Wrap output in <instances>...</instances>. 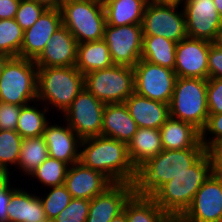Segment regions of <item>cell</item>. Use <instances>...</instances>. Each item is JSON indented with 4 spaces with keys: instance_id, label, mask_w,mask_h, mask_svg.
<instances>
[{
    "instance_id": "obj_1",
    "label": "cell",
    "mask_w": 222,
    "mask_h": 222,
    "mask_svg": "<svg viewBox=\"0 0 222 222\" xmlns=\"http://www.w3.org/2000/svg\"><path fill=\"white\" fill-rule=\"evenodd\" d=\"M206 151V148L163 149L158 155L136 167L132 182L133 195L152 197L163 184L187 171Z\"/></svg>"
},
{
    "instance_id": "obj_2",
    "label": "cell",
    "mask_w": 222,
    "mask_h": 222,
    "mask_svg": "<svg viewBox=\"0 0 222 222\" xmlns=\"http://www.w3.org/2000/svg\"><path fill=\"white\" fill-rule=\"evenodd\" d=\"M79 162L103 173L113 183L132 184L135 177L136 168L128 155L127 144L113 138L96 136L81 140Z\"/></svg>"
},
{
    "instance_id": "obj_3",
    "label": "cell",
    "mask_w": 222,
    "mask_h": 222,
    "mask_svg": "<svg viewBox=\"0 0 222 222\" xmlns=\"http://www.w3.org/2000/svg\"><path fill=\"white\" fill-rule=\"evenodd\" d=\"M213 174V163L206 151L187 171L163 184L151 197L175 222L190 206L193 198Z\"/></svg>"
},
{
    "instance_id": "obj_4",
    "label": "cell",
    "mask_w": 222,
    "mask_h": 222,
    "mask_svg": "<svg viewBox=\"0 0 222 222\" xmlns=\"http://www.w3.org/2000/svg\"><path fill=\"white\" fill-rule=\"evenodd\" d=\"M37 68V101L63 114L84 88V75L75 66Z\"/></svg>"
},
{
    "instance_id": "obj_5",
    "label": "cell",
    "mask_w": 222,
    "mask_h": 222,
    "mask_svg": "<svg viewBox=\"0 0 222 222\" xmlns=\"http://www.w3.org/2000/svg\"><path fill=\"white\" fill-rule=\"evenodd\" d=\"M60 11L62 25L78 44L104 39L107 23L102 0H64Z\"/></svg>"
},
{
    "instance_id": "obj_6",
    "label": "cell",
    "mask_w": 222,
    "mask_h": 222,
    "mask_svg": "<svg viewBox=\"0 0 222 222\" xmlns=\"http://www.w3.org/2000/svg\"><path fill=\"white\" fill-rule=\"evenodd\" d=\"M169 115L190 123L201 132L209 116L207 79L177 77L169 103Z\"/></svg>"
},
{
    "instance_id": "obj_7",
    "label": "cell",
    "mask_w": 222,
    "mask_h": 222,
    "mask_svg": "<svg viewBox=\"0 0 222 222\" xmlns=\"http://www.w3.org/2000/svg\"><path fill=\"white\" fill-rule=\"evenodd\" d=\"M37 81L34 60L12 57L0 75V102L25 106L37 101Z\"/></svg>"
},
{
    "instance_id": "obj_8",
    "label": "cell",
    "mask_w": 222,
    "mask_h": 222,
    "mask_svg": "<svg viewBox=\"0 0 222 222\" xmlns=\"http://www.w3.org/2000/svg\"><path fill=\"white\" fill-rule=\"evenodd\" d=\"M84 87L104 104L124 103L134 93V70L113 65L84 75Z\"/></svg>"
},
{
    "instance_id": "obj_9",
    "label": "cell",
    "mask_w": 222,
    "mask_h": 222,
    "mask_svg": "<svg viewBox=\"0 0 222 222\" xmlns=\"http://www.w3.org/2000/svg\"><path fill=\"white\" fill-rule=\"evenodd\" d=\"M181 7L148 2L141 23L143 36H161L176 43L188 37L186 18Z\"/></svg>"
},
{
    "instance_id": "obj_10",
    "label": "cell",
    "mask_w": 222,
    "mask_h": 222,
    "mask_svg": "<svg viewBox=\"0 0 222 222\" xmlns=\"http://www.w3.org/2000/svg\"><path fill=\"white\" fill-rule=\"evenodd\" d=\"M105 105L84 87L63 113L62 120L81 140L101 136Z\"/></svg>"
},
{
    "instance_id": "obj_11",
    "label": "cell",
    "mask_w": 222,
    "mask_h": 222,
    "mask_svg": "<svg viewBox=\"0 0 222 222\" xmlns=\"http://www.w3.org/2000/svg\"><path fill=\"white\" fill-rule=\"evenodd\" d=\"M134 70V92L146 98L170 103L176 81V73L172 69L140 59Z\"/></svg>"
},
{
    "instance_id": "obj_12",
    "label": "cell",
    "mask_w": 222,
    "mask_h": 222,
    "mask_svg": "<svg viewBox=\"0 0 222 222\" xmlns=\"http://www.w3.org/2000/svg\"><path fill=\"white\" fill-rule=\"evenodd\" d=\"M104 40L108 45L114 65L133 68L141 59L143 46L141 24L106 25Z\"/></svg>"
},
{
    "instance_id": "obj_13",
    "label": "cell",
    "mask_w": 222,
    "mask_h": 222,
    "mask_svg": "<svg viewBox=\"0 0 222 222\" xmlns=\"http://www.w3.org/2000/svg\"><path fill=\"white\" fill-rule=\"evenodd\" d=\"M222 176L212 174L196 192L192 203L175 222H221Z\"/></svg>"
},
{
    "instance_id": "obj_14",
    "label": "cell",
    "mask_w": 222,
    "mask_h": 222,
    "mask_svg": "<svg viewBox=\"0 0 222 222\" xmlns=\"http://www.w3.org/2000/svg\"><path fill=\"white\" fill-rule=\"evenodd\" d=\"M182 4L188 37L212 43L222 25V16L213 0H184Z\"/></svg>"
},
{
    "instance_id": "obj_15",
    "label": "cell",
    "mask_w": 222,
    "mask_h": 222,
    "mask_svg": "<svg viewBox=\"0 0 222 222\" xmlns=\"http://www.w3.org/2000/svg\"><path fill=\"white\" fill-rule=\"evenodd\" d=\"M211 42L186 37L176 44L174 72L181 78L208 79V54Z\"/></svg>"
},
{
    "instance_id": "obj_16",
    "label": "cell",
    "mask_w": 222,
    "mask_h": 222,
    "mask_svg": "<svg viewBox=\"0 0 222 222\" xmlns=\"http://www.w3.org/2000/svg\"><path fill=\"white\" fill-rule=\"evenodd\" d=\"M60 26H62L60 9H46L34 25L24 31L20 57L35 60Z\"/></svg>"
},
{
    "instance_id": "obj_17",
    "label": "cell",
    "mask_w": 222,
    "mask_h": 222,
    "mask_svg": "<svg viewBox=\"0 0 222 222\" xmlns=\"http://www.w3.org/2000/svg\"><path fill=\"white\" fill-rule=\"evenodd\" d=\"M133 195L131 183H113L90 200L86 222H109L123 212L125 203Z\"/></svg>"
},
{
    "instance_id": "obj_18",
    "label": "cell",
    "mask_w": 222,
    "mask_h": 222,
    "mask_svg": "<svg viewBox=\"0 0 222 222\" xmlns=\"http://www.w3.org/2000/svg\"><path fill=\"white\" fill-rule=\"evenodd\" d=\"M77 45L75 37L62 25L54 32L34 63L37 67L75 66Z\"/></svg>"
},
{
    "instance_id": "obj_19",
    "label": "cell",
    "mask_w": 222,
    "mask_h": 222,
    "mask_svg": "<svg viewBox=\"0 0 222 222\" xmlns=\"http://www.w3.org/2000/svg\"><path fill=\"white\" fill-rule=\"evenodd\" d=\"M65 124L63 122L61 126L48 122L42 137L47 144L49 156L71 166L79 162L81 139L66 122Z\"/></svg>"
},
{
    "instance_id": "obj_20",
    "label": "cell",
    "mask_w": 222,
    "mask_h": 222,
    "mask_svg": "<svg viewBox=\"0 0 222 222\" xmlns=\"http://www.w3.org/2000/svg\"><path fill=\"white\" fill-rule=\"evenodd\" d=\"M112 184L103 173L85 167L80 162L69 166L64 183L72 198L87 200L93 199Z\"/></svg>"
},
{
    "instance_id": "obj_21",
    "label": "cell",
    "mask_w": 222,
    "mask_h": 222,
    "mask_svg": "<svg viewBox=\"0 0 222 222\" xmlns=\"http://www.w3.org/2000/svg\"><path fill=\"white\" fill-rule=\"evenodd\" d=\"M124 104L138 128L160 129L170 117L169 104L146 98L136 92Z\"/></svg>"
},
{
    "instance_id": "obj_22",
    "label": "cell",
    "mask_w": 222,
    "mask_h": 222,
    "mask_svg": "<svg viewBox=\"0 0 222 222\" xmlns=\"http://www.w3.org/2000/svg\"><path fill=\"white\" fill-rule=\"evenodd\" d=\"M159 130L165 150L205 148L201 142V132L190 123L169 117Z\"/></svg>"
},
{
    "instance_id": "obj_23",
    "label": "cell",
    "mask_w": 222,
    "mask_h": 222,
    "mask_svg": "<svg viewBox=\"0 0 222 222\" xmlns=\"http://www.w3.org/2000/svg\"><path fill=\"white\" fill-rule=\"evenodd\" d=\"M137 125L124 103L106 104L103 111L101 136L128 144L137 131Z\"/></svg>"
},
{
    "instance_id": "obj_24",
    "label": "cell",
    "mask_w": 222,
    "mask_h": 222,
    "mask_svg": "<svg viewBox=\"0 0 222 222\" xmlns=\"http://www.w3.org/2000/svg\"><path fill=\"white\" fill-rule=\"evenodd\" d=\"M18 188L11 194L7 206L9 222H44L47 220L39 195Z\"/></svg>"
},
{
    "instance_id": "obj_25",
    "label": "cell",
    "mask_w": 222,
    "mask_h": 222,
    "mask_svg": "<svg viewBox=\"0 0 222 222\" xmlns=\"http://www.w3.org/2000/svg\"><path fill=\"white\" fill-rule=\"evenodd\" d=\"M128 155L134 167L155 157L162 150L159 129L137 128L136 133L127 144Z\"/></svg>"
},
{
    "instance_id": "obj_26",
    "label": "cell",
    "mask_w": 222,
    "mask_h": 222,
    "mask_svg": "<svg viewBox=\"0 0 222 222\" xmlns=\"http://www.w3.org/2000/svg\"><path fill=\"white\" fill-rule=\"evenodd\" d=\"M108 45L104 39L79 43L75 67L86 75L92 71L113 66Z\"/></svg>"
},
{
    "instance_id": "obj_27",
    "label": "cell",
    "mask_w": 222,
    "mask_h": 222,
    "mask_svg": "<svg viewBox=\"0 0 222 222\" xmlns=\"http://www.w3.org/2000/svg\"><path fill=\"white\" fill-rule=\"evenodd\" d=\"M106 25L126 26L141 24L146 3L143 0H102Z\"/></svg>"
},
{
    "instance_id": "obj_28",
    "label": "cell",
    "mask_w": 222,
    "mask_h": 222,
    "mask_svg": "<svg viewBox=\"0 0 222 222\" xmlns=\"http://www.w3.org/2000/svg\"><path fill=\"white\" fill-rule=\"evenodd\" d=\"M123 212L128 222H174L151 197L132 195Z\"/></svg>"
},
{
    "instance_id": "obj_29",
    "label": "cell",
    "mask_w": 222,
    "mask_h": 222,
    "mask_svg": "<svg viewBox=\"0 0 222 222\" xmlns=\"http://www.w3.org/2000/svg\"><path fill=\"white\" fill-rule=\"evenodd\" d=\"M176 44L161 36H143L141 59L174 70Z\"/></svg>"
},
{
    "instance_id": "obj_30",
    "label": "cell",
    "mask_w": 222,
    "mask_h": 222,
    "mask_svg": "<svg viewBox=\"0 0 222 222\" xmlns=\"http://www.w3.org/2000/svg\"><path fill=\"white\" fill-rule=\"evenodd\" d=\"M49 157L47 144L42 136L23 138L18 158L17 170L25 176L39 167Z\"/></svg>"
},
{
    "instance_id": "obj_31",
    "label": "cell",
    "mask_w": 222,
    "mask_h": 222,
    "mask_svg": "<svg viewBox=\"0 0 222 222\" xmlns=\"http://www.w3.org/2000/svg\"><path fill=\"white\" fill-rule=\"evenodd\" d=\"M37 102H34L35 105L30 103L21 107L16 131L22 138L42 136L49 122V118L46 117L49 112L48 108L42 105L43 108L39 109Z\"/></svg>"
},
{
    "instance_id": "obj_32",
    "label": "cell",
    "mask_w": 222,
    "mask_h": 222,
    "mask_svg": "<svg viewBox=\"0 0 222 222\" xmlns=\"http://www.w3.org/2000/svg\"><path fill=\"white\" fill-rule=\"evenodd\" d=\"M69 165L63 161L48 157L30 175L48 188L64 185Z\"/></svg>"
},
{
    "instance_id": "obj_33",
    "label": "cell",
    "mask_w": 222,
    "mask_h": 222,
    "mask_svg": "<svg viewBox=\"0 0 222 222\" xmlns=\"http://www.w3.org/2000/svg\"><path fill=\"white\" fill-rule=\"evenodd\" d=\"M24 30L15 18L0 19V52L11 57H20Z\"/></svg>"
},
{
    "instance_id": "obj_34",
    "label": "cell",
    "mask_w": 222,
    "mask_h": 222,
    "mask_svg": "<svg viewBox=\"0 0 222 222\" xmlns=\"http://www.w3.org/2000/svg\"><path fill=\"white\" fill-rule=\"evenodd\" d=\"M23 138L16 130H0V172H9L16 166Z\"/></svg>"
},
{
    "instance_id": "obj_35",
    "label": "cell",
    "mask_w": 222,
    "mask_h": 222,
    "mask_svg": "<svg viewBox=\"0 0 222 222\" xmlns=\"http://www.w3.org/2000/svg\"><path fill=\"white\" fill-rule=\"evenodd\" d=\"M48 191L46 196L39 195V198L47 219L53 220L68 206L72 197L65 185L50 187Z\"/></svg>"
},
{
    "instance_id": "obj_36",
    "label": "cell",
    "mask_w": 222,
    "mask_h": 222,
    "mask_svg": "<svg viewBox=\"0 0 222 222\" xmlns=\"http://www.w3.org/2000/svg\"><path fill=\"white\" fill-rule=\"evenodd\" d=\"M90 200L72 198L54 219V222H86L89 212Z\"/></svg>"
},
{
    "instance_id": "obj_37",
    "label": "cell",
    "mask_w": 222,
    "mask_h": 222,
    "mask_svg": "<svg viewBox=\"0 0 222 222\" xmlns=\"http://www.w3.org/2000/svg\"><path fill=\"white\" fill-rule=\"evenodd\" d=\"M47 8L30 0H20L15 20L25 31L29 29Z\"/></svg>"
},
{
    "instance_id": "obj_38",
    "label": "cell",
    "mask_w": 222,
    "mask_h": 222,
    "mask_svg": "<svg viewBox=\"0 0 222 222\" xmlns=\"http://www.w3.org/2000/svg\"><path fill=\"white\" fill-rule=\"evenodd\" d=\"M219 140H222V113L209 115L206 126L201 131V142L206 150Z\"/></svg>"
},
{
    "instance_id": "obj_39",
    "label": "cell",
    "mask_w": 222,
    "mask_h": 222,
    "mask_svg": "<svg viewBox=\"0 0 222 222\" xmlns=\"http://www.w3.org/2000/svg\"><path fill=\"white\" fill-rule=\"evenodd\" d=\"M207 102L209 115L222 113V78L207 79Z\"/></svg>"
},
{
    "instance_id": "obj_40",
    "label": "cell",
    "mask_w": 222,
    "mask_h": 222,
    "mask_svg": "<svg viewBox=\"0 0 222 222\" xmlns=\"http://www.w3.org/2000/svg\"><path fill=\"white\" fill-rule=\"evenodd\" d=\"M10 172H0V222H9L7 206L10 202L11 194L18 188L11 185L12 176ZM10 177V178H9Z\"/></svg>"
},
{
    "instance_id": "obj_41",
    "label": "cell",
    "mask_w": 222,
    "mask_h": 222,
    "mask_svg": "<svg viewBox=\"0 0 222 222\" xmlns=\"http://www.w3.org/2000/svg\"><path fill=\"white\" fill-rule=\"evenodd\" d=\"M21 107L0 102V130H16Z\"/></svg>"
},
{
    "instance_id": "obj_42",
    "label": "cell",
    "mask_w": 222,
    "mask_h": 222,
    "mask_svg": "<svg viewBox=\"0 0 222 222\" xmlns=\"http://www.w3.org/2000/svg\"><path fill=\"white\" fill-rule=\"evenodd\" d=\"M208 78H222V48L213 43L209 47Z\"/></svg>"
},
{
    "instance_id": "obj_43",
    "label": "cell",
    "mask_w": 222,
    "mask_h": 222,
    "mask_svg": "<svg viewBox=\"0 0 222 222\" xmlns=\"http://www.w3.org/2000/svg\"><path fill=\"white\" fill-rule=\"evenodd\" d=\"M207 151L213 163V173L222 176V140L213 144Z\"/></svg>"
},
{
    "instance_id": "obj_44",
    "label": "cell",
    "mask_w": 222,
    "mask_h": 222,
    "mask_svg": "<svg viewBox=\"0 0 222 222\" xmlns=\"http://www.w3.org/2000/svg\"><path fill=\"white\" fill-rule=\"evenodd\" d=\"M20 0H1L0 1V19L15 18Z\"/></svg>"
},
{
    "instance_id": "obj_45",
    "label": "cell",
    "mask_w": 222,
    "mask_h": 222,
    "mask_svg": "<svg viewBox=\"0 0 222 222\" xmlns=\"http://www.w3.org/2000/svg\"><path fill=\"white\" fill-rule=\"evenodd\" d=\"M45 6L47 9H60L64 0H30Z\"/></svg>"
},
{
    "instance_id": "obj_46",
    "label": "cell",
    "mask_w": 222,
    "mask_h": 222,
    "mask_svg": "<svg viewBox=\"0 0 222 222\" xmlns=\"http://www.w3.org/2000/svg\"><path fill=\"white\" fill-rule=\"evenodd\" d=\"M184 0H149L153 4L182 5Z\"/></svg>"
},
{
    "instance_id": "obj_47",
    "label": "cell",
    "mask_w": 222,
    "mask_h": 222,
    "mask_svg": "<svg viewBox=\"0 0 222 222\" xmlns=\"http://www.w3.org/2000/svg\"><path fill=\"white\" fill-rule=\"evenodd\" d=\"M12 57L0 52V75L2 71L4 70V67L6 66L7 62L11 59Z\"/></svg>"
},
{
    "instance_id": "obj_48",
    "label": "cell",
    "mask_w": 222,
    "mask_h": 222,
    "mask_svg": "<svg viewBox=\"0 0 222 222\" xmlns=\"http://www.w3.org/2000/svg\"><path fill=\"white\" fill-rule=\"evenodd\" d=\"M214 45L222 48V25L220 26V28L218 29L215 39L212 42Z\"/></svg>"
},
{
    "instance_id": "obj_49",
    "label": "cell",
    "mask_w": 222,
    "mask_h": 222,
    "mask_svg": "<svg viewBox=\"0 0 222 222\" xmlns=\"http://www.w3.org/2000/svg\"><path fill=\"white\" fill-rule=\"evenodd\" d=\"M109 222H128L127 218L125 216V213L122 212L118 216L114 217L111 221Z\"/></svg>"
},
{
    "instance_id": "obj_50",
    "label": "cell",
    "mask_w": 222,
    "mask_h": 222,
    "mask_svg": "<svg viewBox=\"0 0 222 222\" xmlns=\"http://www.w3.org/2000/svg\"><path fill=\"white\" fill-rule=\"evenodd\" d=\"M213 2H214V5L217 8V11L222 16V0H213Z\"/></svg>"
},
{
    "instance_id": "obj_51",
    "label": "cell",
    "mask_w": 222,
    "mask_h": 222,
    "mask_svg": "<svg viewBox=\"0 0 222 222\" xmlns=\"http://www.w3.org/2000/svg\"><path fill=\"white\" fill-rule=\"evenodd\" d=\"M44 222H54L53 220L47 219Z\"/></svg>"
}]
</instances>
